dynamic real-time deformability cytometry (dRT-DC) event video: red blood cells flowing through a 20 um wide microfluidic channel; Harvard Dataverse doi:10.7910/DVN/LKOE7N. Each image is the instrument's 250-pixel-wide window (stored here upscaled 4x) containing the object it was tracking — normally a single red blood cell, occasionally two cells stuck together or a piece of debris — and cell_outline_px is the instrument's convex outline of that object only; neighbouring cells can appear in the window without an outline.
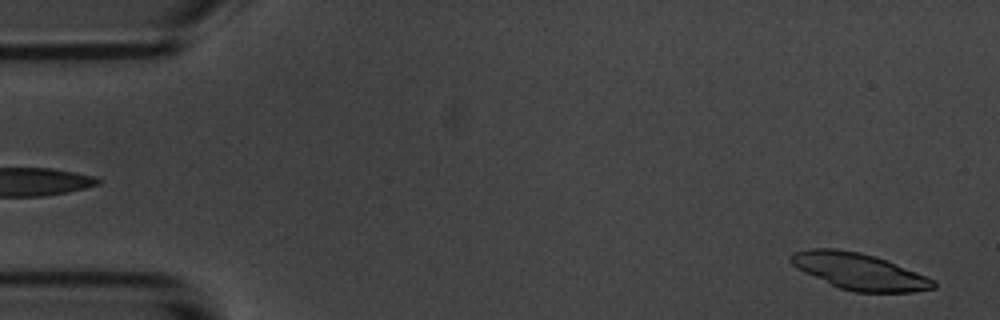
{"species": "common noctule bat (a hibernating species)", "species_latin": "Nyctalus noctula", "temperature_condition": "room temperature", "stored_images_in_passage": 5, "camera_frame_rate_fps": 3000, "um_per_image_px": 0.085, "animal": {"sex": "male", "body_mass_g": 20.1, "forearm_length_mm": 53.5}, "frame": {"image": 1, "passage_image": 5, "time_ms": 5.667, "image_size_px": [1000, 320], "cell_outline_px": [[936, 288], [912, 292], [856, 292], [840, 288], [804, 272], [796, 268], [788, 260], [788, 256], [792, 252], [808, 248], [836, 248], [860, 252], [876, 256], [888, 260], [936, 280]], "centroid_in_image_um": [73.02, 23.05], "position_along_channel_um": 12.0, "area_um2": 30.52}}